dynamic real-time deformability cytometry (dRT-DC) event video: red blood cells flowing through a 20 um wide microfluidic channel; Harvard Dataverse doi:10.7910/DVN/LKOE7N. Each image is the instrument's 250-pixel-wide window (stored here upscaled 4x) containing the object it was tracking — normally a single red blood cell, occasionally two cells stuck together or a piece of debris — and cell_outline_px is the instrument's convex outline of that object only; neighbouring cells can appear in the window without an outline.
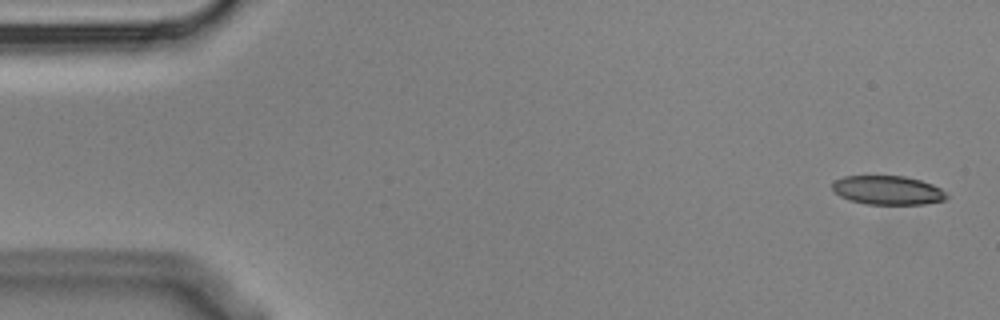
{"species": "Egyptian fruit bat (a non-hibernating species)", "species_latin": "Rousettus aegyptiacus", "temperature_condition": "cold", "stored_images_in_passage": 5, "camera_frame_rate_fps": 3000, "um_per_image_px": 0.085, "animal": {"sex": "male"}, "frame": {"image": 1, "passage_image": 1, "time_ms": 0.0, "image_size_px": [1000, 320], "cell_outline_px": [[948, 196], [944, 200], [924, 204], [864, 204], [848, 200], [840, 196], [832, 188], [832, 184], [836, 180], [844, 176], [904, 176], [920, 180], [932, 184], [940, 188]], "centroid_in_image_um": [75.44, 16.17], "position_along_channel_um": 9.6, "area_um2": 19.19}}
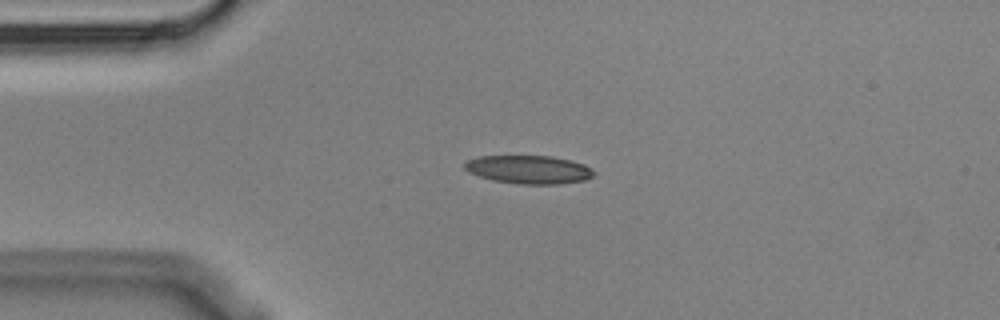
{"frame": {"image": 2, "passage_image": 4, "time_ms": 1.0, "image_size_px": [1000, 320], "cell_outline_px": [[596, 172], [592, 176], [584, 180], [560, 184], [520, 184], [492, 180], [468, 172], [464, 168], [464, 164], [468, 160], [480, 156], [552, 156], [572, 160], [584, 164]], "centroid_in_image_um": [44.96, 14.41], "position_along_channel_um": 40.0, "area_um2": 21.33}}